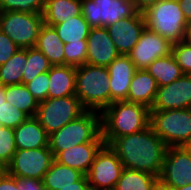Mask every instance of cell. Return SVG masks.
<instances>
[{"label":"cell","instance_id":"1","mask_svg":"<svg viewBox=\"0 0 191 190\" xmlns=\"http://www.w3.org/2000/svg\"><path fill=\"white\" fill-rule=\"evenodd\" d=\"M109 146L116 152L123 168L159 176L167 146L151 125L136 133L115 138Z\"/></svg>","mask_w":191,"mask_h":190},{"label":"cell","instance_id":"2","mask_svg":"<svg viewBox=\"0 0 191 190\" xmlns=\"http://www.w3.org/2000/svg\"><path fill=\"white\" fill-rule=\"evenodd\" d=\"M101 115V135L109 145L115 138L141 131L150 125V109L128 101H114Z\"/></svg>","mask_w":191,"mask_h":190},{"label":"cell","instance_id":"3","mask_svg":"<svg viewBox=\"0 0 191 190\" xmlns=\"http://www.w3.org/2000/svg\"><path fill=\"white\" fill-rule=\"evenodd\" d=\"M75 95L86 110L102 112L110 105L108 68L87 63L76 67Z\"/></svg>","mask_w":191,"mask_h":190},{"label":"cell","instance_id":"4","mask_svg":"<svg viewBox=\"0 0 191 190\" xmlns=\"http://www.w3.org/2000/svg\"><path fill=\"white\" fill-rule=\"evenodd\" d=\"M91 141H104L101 135V115L97 111L86 110L49 135V148L55 156L60 151Z\"/></svg>","mask_w":191,"mask_h":190},{"label":"cell","instance_id":"5","mask_svg":"<svg viewBox=\"0 0 191 190\" xmlns=\"http://www.w3.org/2000/svg\"><path fill=\"white\" fill-rule=\"evenodd\" d=\"M143 16L146 27L170 43L183 41L188 23L177 0H160L143 12Z\"/></svg>","mask_w":191,"mask_h":190},{"label":"cell","instance_id":"6","mask_svg":"<svg viewBox=\"0 0 191 190\" xmlns=\"http://www.w3.org/2000/svg\"><path fill=\"white\" fill-rule=\"evenodd\" d=\"M150 125L167 147L182 146L191 138V108L150 110Z\"/></svg>","mask_w":191,"mask_h":190},{"label":"cell","instance_id":"7","mask_svg":"<svg viewBox=\"0 0 191 190\" xmlns=\"http://www.w3.org/2000/svg\"><path fill=\"white\" fill-rule=\"evenodd\" d=\"M86 109L76 95L47 98L38 105L35 118L48 135L83 114Z\"/></svg>","mask_w":191,"mask_h":190},{"label":"cell","instance_id":"8","mask_svg":"<svg viewBox=\"0 0 191 190\" xmlns=\"http://www.w3.org/2000/svg\"><path fill=\"white\" fill-rule=\"evenodd\" d=\"M43 16L39 13L0 12V31L8 35L21 49L35 47Z\"/></svg>","mask_w":191,"mask_h":190},{"label":"cell","instance_id":"9","mask_svg":"<svg viewBox=\"0 0 191 190\" xmlns=\"http://www.w3.org/2000/svg\"><path fill=\"white\" fill-rule=\"evenodd\" d=\"M136 13L133 0H82V15L91 27H106Z\"/></svg>","mask_w":191,"mask_h":190},{"label":"cell","instance_id":"10","mask_svg":"<svg viewBox=\"0 0 191 190\" xmlns=\"http://www.w3.org/2000/svg\"><path fill=\"white\" fill-rule=\"evenodd\" d=\"M54 160L49 146L36 149H17L5 171L18 178L43 180Z\"/></svg>","mask_w":191,"mask_h":190},{"label":"cell","instance_id":"11","mask_svg":"<svg viewBox=\"0 0 191 190\" xmlns=\"http://www.w3.org/2000/svg\"><path fill=\"white\" fill-rule=\"evenodd\" d=\"M123 165L116 152L104 144L86 174L92 190H113L120 178Z\"/></svg>","mask_w":191,"mask_h":190},{"label":"cell","instance_id":"12","mask_svg":"<svg viewBox=\"0 0 191 190\" xmlns=\"http://www.w3.org/2000/svg\"><path fill=\"white\" fill-rule=\"evenodd\" d=\"M158 181L168 188L191 184V155L182 146L167 147Z\"/></svg>","mask_w":191,"mask_h":190},{"label":"cell","instance_id":"13","mask_svg":"<svg viewBox=\"0 0 191 190\" xmlns=\"http://www.w3.org/2000/svg\"><path fill=\"white\" fill-rule=\"evenodd\" d=\"M172 43L147 27L142 31L138 42L127 54L137 70L146 69L155 59L168 56Z\"/></svg>","mask_w":191,"mask_h":190},{"label":"cell","instance_id":"14","mask_svg":"<svg viewBox=\"0 0 191 190\" xmlns=\"http://www.w3.org/2000/svg\"><path fill=\"white\" fill-rule=\"evenodd\" d=\"M191 108V75L183 74L171 84L158 87L150 110Z\"/></svg>","mask_w":191,"mask_h":190},{"label":"cell","instance_id":"15","mask_svg":"<svg viewBox=\"0 0 191 190\" xmlns=\"http://www.w3.org/2000/svg\"><path fill=\"white\" fill-rule=\"evenodd\" d=\"M145 27L143 13L139 12L133 17L124 18L112 25L106 26L116 49L120 54L124 55L129 54L133 49Z\"/></svg>","mask_w":191,"mask_h":190},{"label":"cell","instance_id":"16","mask_svg":"<svg viewBox=\"0 0 191 190\" xmlns=\"http://www.w3.org/2000/svg\"><path fill=\"white\" fill-rule=\"evenodd\" d=\"M119 55L106 27L90 29L87 37V64L108 67Z\"/></svg>","mask_w":191,"mask_h":190},{"label":"cell","instance_id":"17","mask_svg":"<svg viewBox=\"0 0 191 190\" xmlns=\"http://www.w3.org/2000/svg\"><path fill=\"white\" fill-rule=\"evenodd\" d=\"M109 71L110 104L127 99L136 67L128 55L120 54L107 67Z\"/></svg>","mask_w":191,"mask_h":190},{"label":"cell","instance_id":"18","mask_svg":"<svg viewBox=\"0 0 191 190\" xmlns=\"http://www.w3.org/2000/svg\"><path fill=\"white\" fill-rule=\"evenodd\" d=\"M104 144V141H91L78 144L70 149L58 152L54 156V160L86 175L90 170L96 154Z\"/></svg>","mask_w":191,"mask_h":190},{"label":"cell","instance_id":"19","mask_svg":"<svg viewBox=\"0 0 191 190\" xmlns=\"http://www.w3.org/2000/svg\"><path fill=\"white\" fill-rule=\"evenodd\" d=\"M17 149H36L49 146V135L35 117H28L14 129Z\"/></svg>","mask_w":191,"mask_h":190},{"label":"cell","instance_id":"20","mask_svg":"<svg viewBox=\"0 0 191 190\" xmlns=\"http://www.w3.org/2000/svg\"><path fill=\"white\" fill-rule=\"evenodd\" d=\"M157 90L156 80L146 69L136 70L125 101L141 104L150 109L154 103Z\"/></svg>","mask_w":191,"mask_h":190},{"label":"cell","instance_id":"21","mask_svg":"<svg viewBox=\"0 0 191 190\" xmlns=\"http://www.w3.org/2000/svg\"><path fill=\"white\" fill-rule=\"evenodd\" d=\"M76 67L69 65L51 66L49 70L48 98L75 95Z\"/></svg>","mask_w":191,"mask_h":190},{"label":"cell","instance_id":"22","mask_svg":"<svg viewBox=\"0 0 191 190\" xmlns=\"http://www.w3.org/2000/svg\"><path fill=\"white\" fill-rule=\"evenodd\" d=\"M82 14V0H46L42 13L44 24L54 26Z\"/></svg>","mask_w":191,"mask_h":190},{"label":"cell","instance_id":"23","mask_svg":"<svg viewBox=\"0 0 191 190\" xmlns=\"http://www.w3.org/2000/svg\"><path fill=\"white\" fill-rule=\"evenodd\" d=\"M49 60L52 66L64 65V43L54 27L43 24L35 46Z\"/></svg>","mask_w":191,"mask_h":190},{"label":"cell","instance_id":"24","mask_svg":"<svg viewBox=\"0 0 191 190\" xmlns=\"http://www.w3.org/2000/svg\"><path fill=\"white\" fill-rule=\"evenodd\" d=\"M83 176L82 172L53 160L43 177L44 187L46 190H60L62 187L77 186V181Z\"/></svg>","mask_w":191,"mask_h":190},{"label":"cell","instance_id":"25","mask_svg":"<svg viewBox=\"0 0 191 190\" xmlns=\"http://www.w3.org/2000/svg\"><path fill=\"white\" fill-rule=\"evenodd\" d=\"M146 71L154 77L158 87L171 84L184 74L172 53L155 59Z\"/></svg>","mask_w":191,"mask_h":190},{"label":"cell","instance_id":"26","mask_svg":"<svg viewBox=\"0 0 191 190\" xmlns=\"http://www.w3.org/2000/svg\"><path fill=\"white\" fill-rule=\"evenodd\" d=\"M158 182L150 173L123 168L113 190H152Z\"/></svg>","mask_w":191,"mask_h":190},{"label":"cell","instance_id":"27","mask_svg":"<svg viewBox=\"0 0 191 190\" xmlns=\"http://www.w3.org/2000/svg\"><path fill=\"white\" fill-rule=\"evenodd\" d=\"M5 100L29 117L35 116L39 105L25 84L5 86Z\"/></svg>","mask_w":191,"mask_h":190},{"label":"cell","instance_id":"28","mask_svg":"<svg viewBox=\"0 0 191 190\" xmlns=\"http://www.w3.org/2000/svg\"><path fill=\"white\" fill-rule=\"evenodd\" d=\"M27 62V49L19 48L6 63L0 66V84H22V74Z\"/></svg>","mask_w":191,"mask_h":190},{"label":"cell","instance_id":"29","mask_svg":"<svg viewBox=\"0 0 191 190\" xmlns=\"http://www.w3.org/2000/svg\"><path fill=\"white\" fill-rule=\"evenodd\" d=\"M53 27L64 44L87 39L92 28L82 14L68 19V21H64L63 23L56 24Z\"/></svg>","mask_w":191,"mask_h":190},{"label":"cell","instance_id":"30","mask_svg":"<svg viewBox=\"0 0 191 190\" xmlns=\"http://www.w3.org/2000/svg\"><path fill=\"white\" fill-rule=\"evenodd\" d=\"M51 64L36 47L27 48V62L22 74V84L32 81L37 75L48 72Z\"/></svg>","mask_w":191,"mask_h":190},{"label":"cell","instance_id":"31","mask_svg":"<svg viewBox=\"0 0 191 190\" xmlns=\"http://www.w3.org/2000/svg\"><path fill=\"white\" fill-rule=\"evenodd\" d=\"M87 39L64 44V65L79 67L86 64Z\"/></svg>","mask_w":191,"mask_h":190},{"label":"cell","instance_id":"32","mask_svg":"<svg viewBox=\"0 0 191 190\" xmlns=\"http://www.w3.org/2000/svg\"><path fill=\"white\" fill-rule=\"evenodd\" d=\"M46 0H0V12L15 11L42 14Z\"/></svg>","mask_w":191,"mask_h":190},{"label":"cell","instance_id":"33","mask_svg":"<svg viewBox=\"0 0 191 190\" xmlns=\"http://www.w3.org/2000/svg\"><path fill=\"white\" fill-rule=\"evenodd\" d=\"M16 150L14 129L0 127V167L2 169L10 163Z\"/></svg>","mask_w":191,"mask_h":190},{"label":"cell","instance_id":"34","mask_svg":"<svg viewBox=\"0 0 191 190\" xmlns=\"http://www.w3.org/2000/svg\"><path fill=\"white\" fill-rule=\"evenodd\" d=\"M29 116L16 106H12L9 102L0 104V124L7 128L15 129L23 123Z\"/></svg>","mask_w":191,"mask_h":190},{"label":"cell","instance_id":"35","mask_svg":"<svg viewBox=\"0 0 191 190\" xmlns=\"http://www.w3.org/2000/svg\"><path fill=\"white\" fill-rule=\"evenodd\" d=\"M184 74L191 75V45L180 41L172 44V52Z\"/></svg>","mask_w":191,"mask_h":190},{"label":"cell","instance_id":"36","mask_svg":"<svg viewBox=\"0 0 191 190\" xmlns=\"http://www.w3.org/2000/svg\"><path fill=\"white\" fill-rule=\"evenodd\" d=\"M25 86L39 103L46 100L48 98L49 71L37 75Z\"/></svg>","mask_w":191,"mask_h":190},{"label":"cell","instance_id":"37","mask_svg":"<svg viewBox=\"0 0 191 190\" xmlns=\"http://www.w3.org/2000/svg\"><path fill=\"white\" fill-rule=\"evenodd\" d=\"M18 49L19 47L11 40V38L0 31V66L6 63Z\"/></svg>","mask_w":191,"mask_h":190},{"label":"cell","instance_id":"38","mask_svg":"<svg viewBox=\"0 0 191 190\" xmlns=\"http://www.w3.org/2000/svg\"><path fill=\"white\" fill-rule=\"evenodd\" d=\"M0 190H24V183L3 169L0 173Z\"/></svg>","mask_w":191,"mask_h":190},{"label":"cell","instance_id":"39","mask_svg":"<svg viewBox=\"0 0 191 190\" xmlns=\"http://www.w3.org/2000/svg\"><path fill=\"white\" fill-rule=\"evenodd\" d=\"M24 183V190H46L43 180L32 178H21Z\"/></svg>","mask_w":191,"mask_h":190},{"label":"cell","instance_id":"40","mask_svg":"<svg viewBox=\"0 0 191 190\" xmlns=\"http://www.w3.org/2000/svg\"><path fill=\"white\" fill-rule=\"evenodd\" d=\"M136 10L139 13L145 12L147 9L158 3L160 0H133Z\"/></svg>","mask_w":191,"mask_h":190},{"label":"cell","instance_id":"41","mask_svg":"<svg viewBox=\"0 0 191 190\" xmlns=\"http://www.w3.org/2000/svg\"><path fill=\"white\" fill-rule=\"evenodd\" d=\"M60 190H91L88 183L87 176L84 175L80 180L77 181V186L62 187Z\"/></svg>","mask_w":191,"mask_h":190},{"label":"cell","instance_id":"42","mask_svg":"<svg viewBox=\"0 0 191 190\" xmlns=\"http://www.w3.org/2000/svg\"><path fill=\"white\" fill-rule=\"evenodd\" d=\"M187 23L191 22V0H177Z\"/></svg>","mask_w":191,"mask_h":190},{"label":"cell","instance_id":"43","mask_svg":"<svg viewBox=\"0 0 191 190\" xmlns=\"http://www.w3.org/2000/svg\"><path fill=\"white\" fill-rule=\"evenodd\" d=\"M183 41L191 45V22L186 25Z\"/></svg>","mask_w":191,"mask_h":190},{"label":"cell","instance_id":"44","mask_svg":"<svg viewBox=\"0 0 191 190\" xmlns=\"http://www.w3.org/2000/svg\"><path fill=\"white\" fill-rule=\"evenodd\" d=\"M5 100V86L0 84V104H4Z\"/></svg>","mask_w":191,"mask_h":190},{"label":"cell","instance_id":"45","mask_svg":"<svg viewBox=\"0 0 191 190\" xmlns=\"http://www.w3.org/2000/svg\"><path fill=\"white\" fill-rule=\"evenodd\" d=\"M183 148L186 149V151L191 155V138L187 140L183 145Z\"/></svg>","mask_w":191,"mask_h":190},{"label":"cell","instance_id":"46","mask_svg":"<svg viewBox=\"0 0 191 190\" xmlns=\"http://www.w3.org/2000/svg\"><path fill=\"white\" fill-rule=\"evenodd\" d=\"M152 190H171L168 187L163 186L159 182L155 185V187Z\"/></svg>","mask_w":191,"mask_h":190},{"label":"cell","instance_id":"47","mask_svg":"<svg viewBox=\"0 0 191 190\" xmlns=\"http://www.w3.org/2000/svg\"><path fill=\"white\" fill-rule=\"evenodd\" d=\"M171 190H191V184H186L185 186L183 187H180V188H169Z\"/></svg>","mask_w":191,"mask_h":190}]
</instances>
